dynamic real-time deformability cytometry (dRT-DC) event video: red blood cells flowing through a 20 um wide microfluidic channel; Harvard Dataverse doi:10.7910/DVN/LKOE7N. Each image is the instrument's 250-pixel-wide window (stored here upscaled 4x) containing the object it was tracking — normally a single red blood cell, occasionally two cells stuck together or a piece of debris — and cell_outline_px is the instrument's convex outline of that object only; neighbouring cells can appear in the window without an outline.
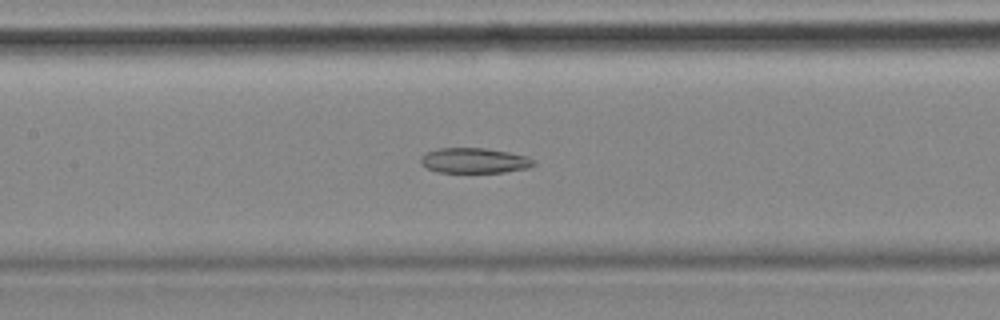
{"species": "common noctule bat (a hibernating species)", "species_latin": "Nyctalus noctula", "temperature_condition": "cold", "stored_images_in_passage": 55, "camera_frame_rate_fps": 3000, "um_per_image_px": 0.085, "animal": {"sex": "female", "body_mass_g": 18.4}, "frame": {"image": 1, "passage_image": 25, "time_ms": 8.0, "image_size_px": [1000, 320], "cell_outline_px": [[536, 164], [532, 168], [504, 172], [436, 172], [420, 164], [420, 160], [428, 152], [440, 148], [484, 148], [508, 152], [524, 156], [536, 160]], "centroid_in_image_um": [40.37, 13.66], "position_along_channel_um": 167.0, "area_um2": 16.53}}
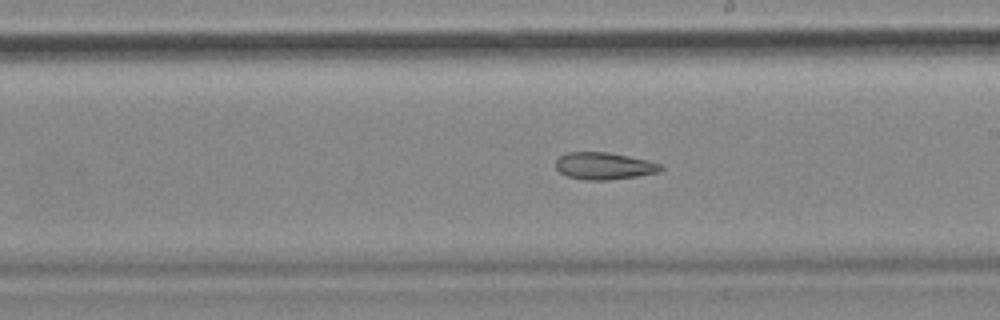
{"frame": {"image": 2, "passage_image": 31, "time_ms": 10.0, "image_size_px": [1000, 320], "cell_outline_px": [[664, 168], [656, 172], [636, 176], [608, 180], [588, 180], [568, 176], [560, 172], [556, 168], [556, 160], [560, 156], [568, 152], [604, 152], [628, 156], [648, 160], [660, 164]], "centroid_in_image_um": [51.33, 14.1], "position_along_channel_um": 237.7, "area_um2": 16.3}}
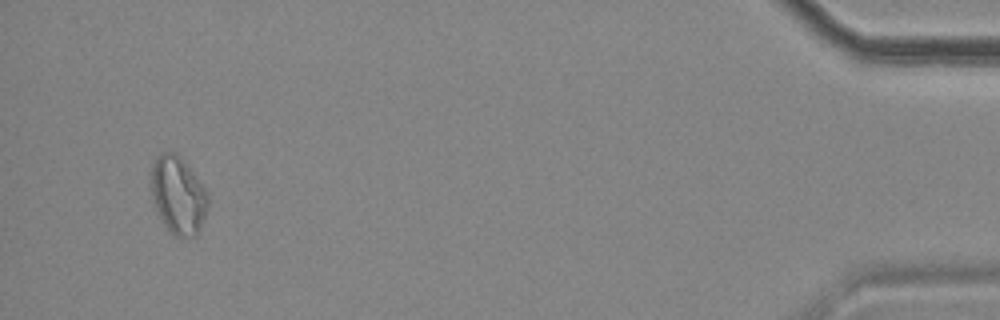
{"frame": {"image": 3, "passage_image": 53, "time_ms": 17.333, "image_size_px": [1000, 320], "cell_outline_px": [[208, 204], [200, 232], [196, 236], [172, 236], [168, 232], [156, 208], [152, 196], [152, 164], [156, 156], [160, 152], [176, 152], [184, 160], [208, 192]], "centroid_in_image_um": [15.15, 16.59], "position_along_channel_um": 420.0, "area_um2": 25.78}}